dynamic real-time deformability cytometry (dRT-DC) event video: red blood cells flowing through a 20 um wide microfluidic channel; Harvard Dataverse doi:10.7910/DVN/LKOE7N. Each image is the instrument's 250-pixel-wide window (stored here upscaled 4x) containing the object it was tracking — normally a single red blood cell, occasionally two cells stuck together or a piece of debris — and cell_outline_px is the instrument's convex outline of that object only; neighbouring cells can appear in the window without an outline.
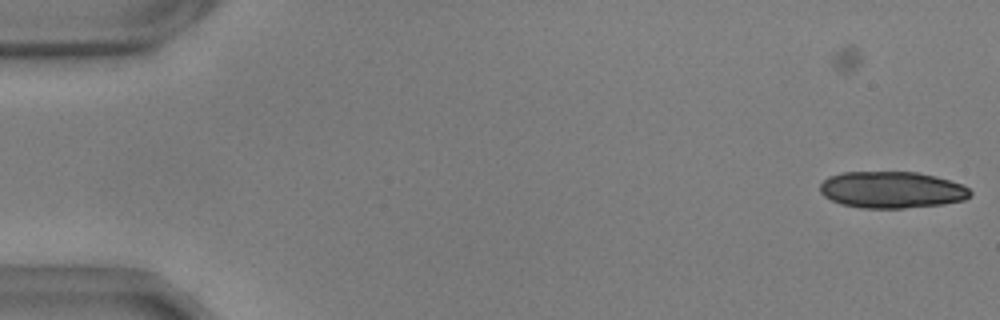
{"species": "common noctule bat (a hibernating species)", "species_latin": "Nyctalus noctula", "temperature_condition": "warm", "stored_images_in_passage": 7, "camera_frame_rate_fps": 3000, "um_per_image_px": 0.085, "animal": {"sex": "male", "body_mass_g": 17.9, "forearm_length_mm": 54.2}, "frame": {"image": 1, "passage_image": 7, "time_ms": 2.0, "image_size_px": [1000, 320], "cell_outline_px": [[972, 192], [964, 200], [944, 204], [904, 208], [860, 208], [840, 204], [824, 196], [820, 192], [820, 184], [828, 176], [840, 172], [916, 172], [936, 176], [960, 184], [968, 188]], "centroid_in_image_um": [75.76, 16.13], "position_along_channel_um": 9.2, "area_um2": 32.14}}